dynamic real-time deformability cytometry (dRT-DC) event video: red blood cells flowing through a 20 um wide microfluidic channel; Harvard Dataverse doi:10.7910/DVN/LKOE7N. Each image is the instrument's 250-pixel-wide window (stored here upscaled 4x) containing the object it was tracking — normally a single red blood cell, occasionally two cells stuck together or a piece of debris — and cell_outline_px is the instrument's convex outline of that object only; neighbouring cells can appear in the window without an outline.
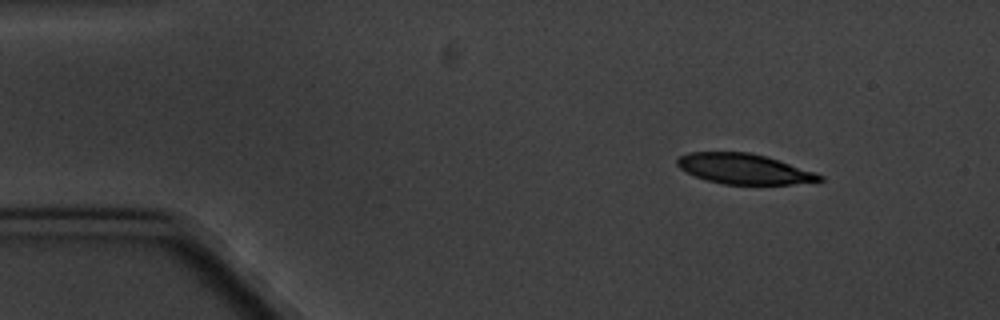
{"species": "common noctule bat (a hibernating species)", "species_latin": "Nyctalus noctula", "temperature_condition": "cold", "stored_images_in_passage": 7, "camera_frame_rate_fps": 3000, "um_per_image_px": 0.085, "animal": {"sex": "male", "body_mass_g": 20.1, "forearm_length_mm": 53.5}, "frame": {"image": 1, "passage_image": 1, "time_ms": 0.0, "image_size_px": [1000, 320], "cell_outline_px": [[824, 180], [792, 184], [724, 184], [708, 180], [696, 176], [680, 168], [676, 164], [676, 160], [680, 156], [688, 152], [748, 152], [764, 156], [824, 176]], "centroid_in_image_um": [63.19, 14.35], "position_along_channel_um": 21.8, "area_um2": 24.51}}
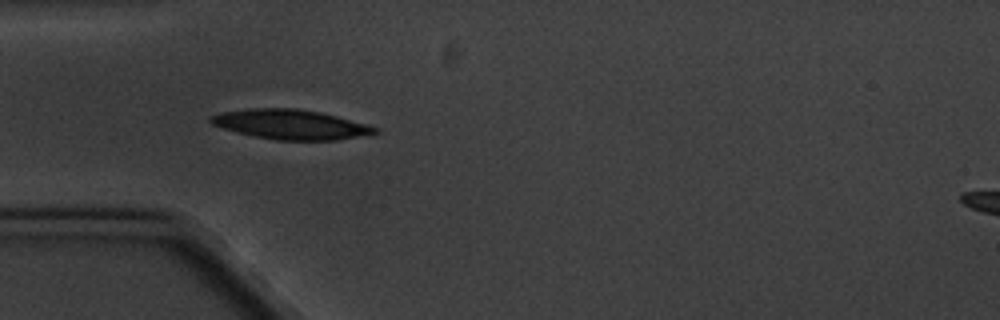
{"frame": {"image": 2, "passage_image": 4, "time_ms": 3.333, "image_size_px": [1000, 320], "cell_outline_px": [[380, 132], [336, 140], [276, 140], [236, 132], [212, 124], [208, 120], [208, 116], [220, 112], [248, 108], [296, 108], [320, 112], [368, 124], [380, 128]], "centroid_in_image_um": [24.69, 10.56], "position_along_channel_um": 60.3, "area_um2": 28.44}}